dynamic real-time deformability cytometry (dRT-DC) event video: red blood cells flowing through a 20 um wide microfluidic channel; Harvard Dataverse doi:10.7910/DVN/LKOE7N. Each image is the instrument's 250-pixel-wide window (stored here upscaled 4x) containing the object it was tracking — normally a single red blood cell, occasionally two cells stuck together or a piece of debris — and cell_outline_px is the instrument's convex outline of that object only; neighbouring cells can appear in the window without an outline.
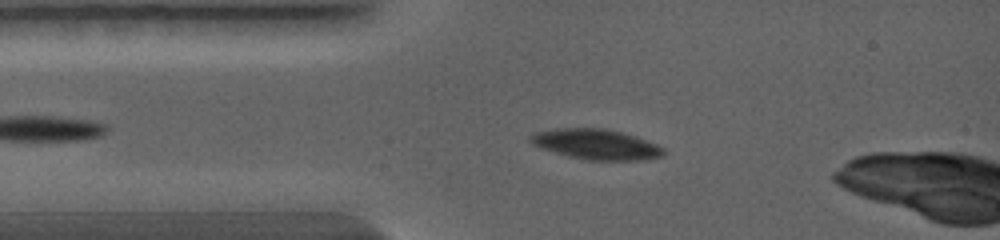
{"species": "common noctule bat (a hibernating species)", "species_latin": "Nyctalus noctula", "temperature_condition": "warm", "stored_images_in_passage": 30, "camera_frame_rate_fps": 5000, "um_per_image_px": 0.085, "animal": {"sex": "female", "body_mass_g": 19.0, "forearm_length_mm": 56.7}, "frame": {"image": 1, "passage_image": 5, "time_ms": 1.2, "image_size_px": [1000, 240], "cell_outline_px": [[664, 156], [640, 160], [584, 160], [568, 156], [532, 144], [528, 140], [528, 136], [536, 132], [556, 128], [604, 128], [636, 136], [656, 144], [664, 148]], "centroid_in_image_um": [50.67, 12.26], "position_along_channel_um": 34.3, "area_um2": 23.41}}
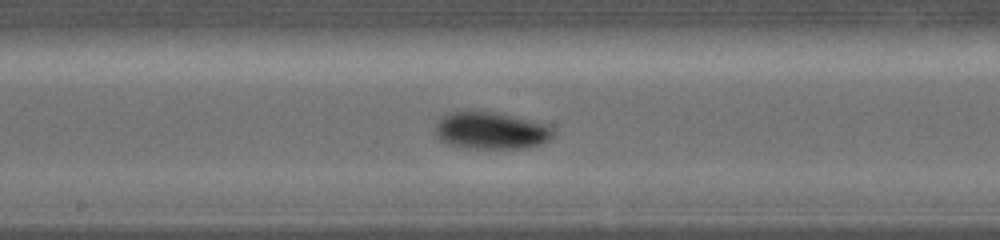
{"frame": {"image": 2, "passage_image": 16, "time_ms": 4.6, "image_size_px": [1000, 240], "cell_outline_px": [[552, 136], [548, 140], [540, 144], [524, 148], [468, 148], [448, 144], [440, 140], [436, 136], [436, 124], [440, 116], [452, 112], [472, 108], [476, 108], [496, 112], [552, 124]], "centroid_in_image_um": [41.71, 11.05], "position_along_channel_um": 206.5, "area_um2": 26.24}}
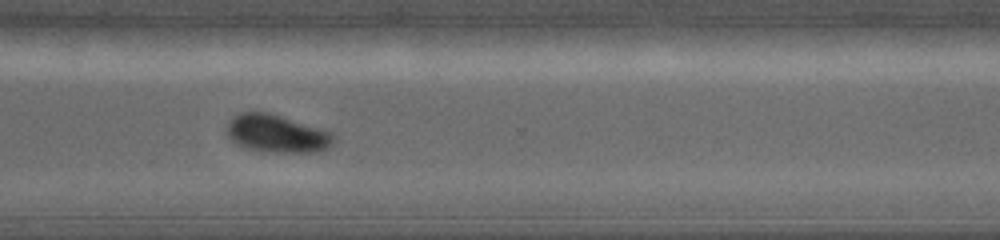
{"frame": {"image": 3, "passage_image": 24, "time_ms": 7.2, "image_size_px": [1000, 240], "cell_outline_px": [[336, 140], [328, 148], [316, 152], [272, 152], [244, 148], [236, 144], [228, 136], [224, 128], [232, 116], [244, 112], [268, 112], [328, 132]], "centroid_in_image_um": [23.44, 11.37], "position_along_channel_um": 347.2, "area_um2": 23.24}}